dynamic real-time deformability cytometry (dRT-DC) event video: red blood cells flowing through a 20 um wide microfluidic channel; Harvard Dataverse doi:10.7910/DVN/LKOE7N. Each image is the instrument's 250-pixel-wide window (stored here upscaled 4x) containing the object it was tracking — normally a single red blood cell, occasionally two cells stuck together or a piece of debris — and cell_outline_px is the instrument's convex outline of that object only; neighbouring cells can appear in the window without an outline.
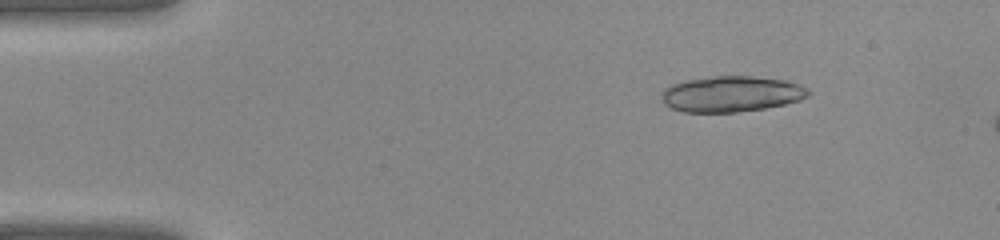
{"species": "common noctule bat (a hibernating species)", "species_latin": "Nyctalus noctula", "temperature_condition": "warm", "stored_images_in_passage": 5, "camera_frame_rate_fps": 3000, "um_per_image_px": 0.085, "animal": {"sex": "female", "body_mass_g": 22.0, "forearm_length_mm": 56.7}, "frame": {"image": 1, "passage_image": 1, "time_ms": 0.0, "image_size_px": [1000, 240], "cell_outline_px": [[812, 92], [808, 96], [800, 100], [784, 104], [764, 108], [736, 112], [684, 112], [672, 108], [664, 104], [660, 96], [664, 88], [672, 84], [684, 80], [716, 76], [748, 76], [784, 80], [800, 84], [808, 88]], "centroid_in_image_um": [62.16, 7.98], "position_along_channel_um": 22.8, "area_um2": 30.69}}